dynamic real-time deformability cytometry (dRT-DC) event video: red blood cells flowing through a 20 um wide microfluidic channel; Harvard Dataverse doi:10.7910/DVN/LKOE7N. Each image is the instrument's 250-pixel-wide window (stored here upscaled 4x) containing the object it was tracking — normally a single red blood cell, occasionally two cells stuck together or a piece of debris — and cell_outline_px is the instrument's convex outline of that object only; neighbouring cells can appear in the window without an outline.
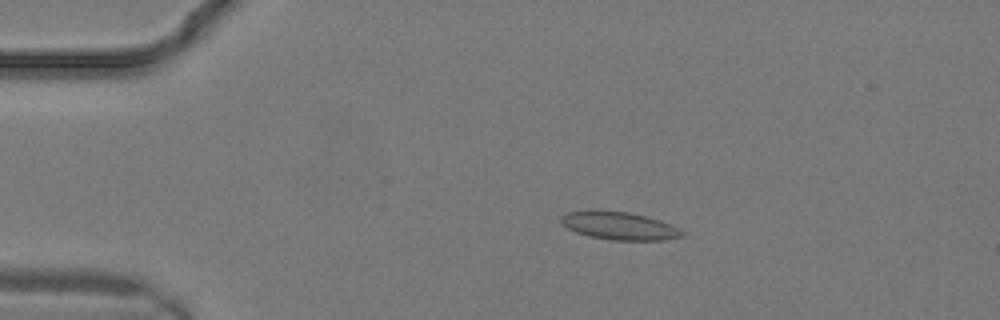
{"species": "common noctule bat (a hibernating species)", "species_latin": "Nyctalus noctula", "temperature_condition": "warm", "stored_images_in_passage": 11, "camera_frame_rate_fps": 3000, "um_per_image_px": 0.085, "animal": {"sex": "male", "body_mass_g": 19.2, "forearm_length_mm": 51.8}, "frame": {"image": 1, "passage_image": 5, "time_ms": 1.333, "image_size_px": [1000, 320], "cell_outline_px": [[684, 236], [664, 240], [612, 240], [588, 236], [576, 232], [568, 228], [560, 220], [560, 216], [568, 212], [628, 212], [648, 216], [672, 224], [684, 232]], "centroid_in_image_um": [52.71, 19.22], "position_along_channel_um": 32.3, "area_um2": 19.25}}
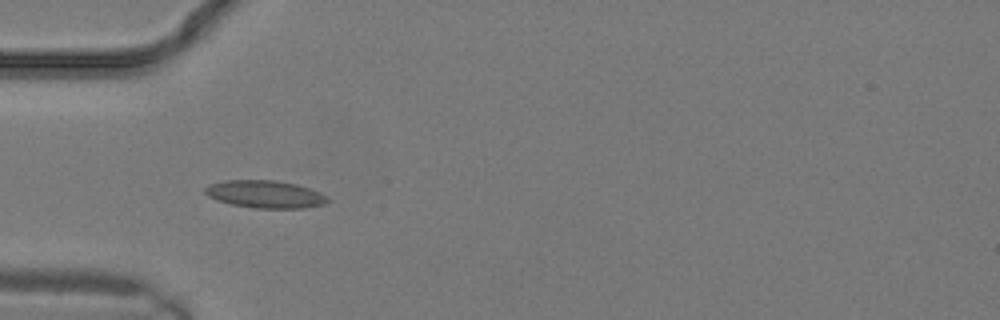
{"frame": {"image": 2, "passage_image": 8, "time_ms": 2.333, "image_size_px": [1000, 320], "cell_outline_px": [[332, 200], [324, 204], [300, 208], [256, 208], [232, 204], [216, 200], [208, 196], [204, 192], [204, 188], [208, 184], [224, 180], [276, 180], [296, 184], [320, 192], [328, 196]], "centroid_in_image_um": [22.53, 16.5], "position_along_channel_um": 62.5, "area_um2": 19.77}}
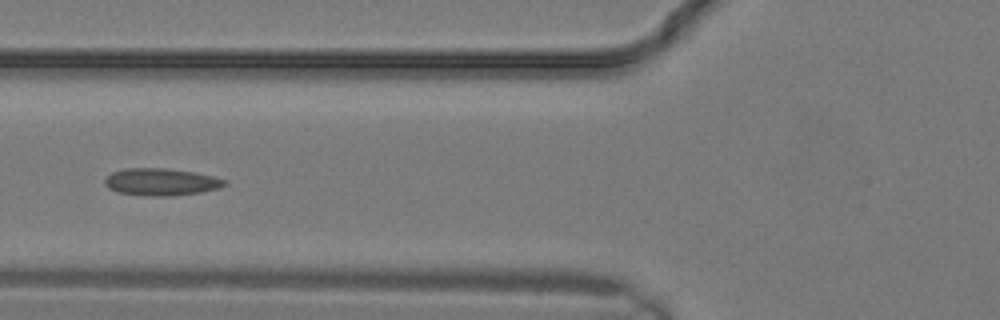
{"frame": {"image": 3, "passage_image": 10, "time_ms": 3.0, "image_size_px": [1000, 320], "cell_outline_px": [[228, 184], [220, 188], [200, 192], [172, 196], [152, 196], [116, 192], [108, 188], [104, 184], [104, 180], [112, 172], [124, 168], [164, 168], [196, 172], [228, 180]], "centroid_in_image_um": [13.71, 15.46], "position_along_channel_um": 112.1, "area_um2": 19.13}}